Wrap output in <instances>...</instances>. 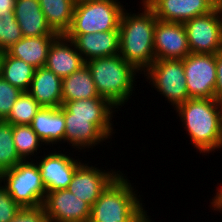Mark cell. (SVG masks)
Segmentation results:
<instances>
[{
  "mask_svg": "<svg viewBox=\"0 0 222 222\" xmlns=\"http://www.w3.org/2000/svg\"><path fill=\"white\" fill-rule=\"evenodd\" d=\"M142 13L123 10L119 23V55L139 72L146 71L155 61L154 29L157 18L143 1Z\"/></svg>",
  "mask_w": 222,
  "mask_h": 222,
  "instance_id": "cell-1",
  "label": "cell"
},
{
  "mask_svg": "<svg viewBox=\"0 0 222 222\" xmlns=\"http://www.w3.org/2000/svg\"><path fill=\"white\" fill-rule=\"evenodd\" d=\"M178 112L191 143L200 153L222 147V103L214 99L190 98L179 104Z\"/></svg>",
  "mask_w": 222,
  "mask_h": 222,
  "instance_id": "cell-2",
  "label": "cell"
},
{
  "mask_svg": "<svg viewBox=\"0 0 222 222\" xmlns=\"http://www.w3.org/2000/svg\"><path fill=\"white\" fill-rule=\"evenodd\" d=\"M125 178L120 172L100 194L88 222H143L148 217L138 193Z\"/></svg>",
  "mask_w": 222,
  "mask_h": 222,
  "instance_id": "cell-3",
  "label": "cell"
},
{
  "mask_svg": "<svg viewBox=\"0 0 222 222\" xmlns=\"http://www.w3.org/2000/svg\"><path fill=\"white\" fill-rule=\"evenodd\" d=\"M92 73L98 94L117 109L124 106L134 90L139 71L119 54L85 62Z\"/></svg>",
  "mask_w": 222,
  "mask_h": 222,
  "instance_id": "cell-4",
  "label": "cell"
},
{
  "mask_svg": "<svg viewBox=\"0 0 222 222\" xmlns=\"http://www.w3.org/2000/svg\"><path fill=\"white\" fill-rule=\"evenodd\" d=\"M124 6L117 0H84L75 3L73 20L66 34L119 30Z\"/></svg>",
  "mask_w": 222,
  "mask_h": 222,
  "instance_id": "cell-5",
  "label": "cell"
},
{
  "mask_svg": "<svg viewBox=\"0 0 222 222\" xmlns=\"http://www.w3.org/2000/svg\"><path fill=\"white\" fill-rule=\"evenodd\" d=\"M0 183H4L7 193L20 207L41 206L47 193L33 157L30 162L22 161L2 172Z\"/></svg>",
  "mask_w": 222,
  "mask_h": 222,
  "instance_id": "cell-6",
  "label": "cell"
},
{
  "mask_svg": "<svg viewBox=\"0 0 222 222\" xmlns=\"http://www.w3.org/2000/svg\"><path fill=\"white\" fill-rule=\"evenodd\" d=\"M143 74L173 107L189 99L182 59L155 60Z\"/></svg>",
  "mask_w": 222,
  "mask_h": 222,
  "instance_id": "cell-7",
  "label": "cell"
},
{
  "mask_svg": "<svg viewBox=\"0 0 222 222\" xmlns=\"http://www.w3.org/2000/svg\"><path fill=\"white\" fill-rule=\"evenodd\" d=\"M190 53L217 54L222 51V4L205 15L183 23Z\"/></svg>",
  "mask_w": 222,
  "mask_h": 222,
  "instance_id": "cell-8",
  "label": "cell"
},
{
  "mask_svg": "<svg viewBox=\"0 0 222 222\" xmlns=\"http://www.w3.org/2000/svg\"><path fill=\"white\" fill-rule=\"evenodd\" d=\"M65 136L64 143L72 144L78 150L91 148L109 139L113 133L112 118L72 117L64 107Z\"/></svg>",
  "mask_w": 222,
  "mask_h": 222,
  "instance_id": "cell-9",
  "label": "cell"
},
{
  "mask_svg": "<svg viewBox=\"0 0 222 222\" xmlns=\"http://www.w3.org/2000/svg\"><path fill=\"white\" fill-rule=\"evenodd\" d=\"M183 60L190 98H215L216 54L190 53Z\"/></svg>",
  "mask_w": 222,
  "mask_h": 222,
  "instance_id": "cell-10",
  "label": "cell"
},
{
  "mask_svg": "<svg viewBox=\"0 0 222 222\" xmlns=\"http://www.w3.org/2000/svg\"><path fill=\"white\" fill-rule=\"evenodd\" d=\"M49 222H88L91 206L67 189L47 192L42 204Z\"/></svg>",
  "mask_w": 222,
  "mask_h": 222,
  "instance_id": "cell-11",
  "label": "cell"
},
{
  "mask_svg": "<svg viewBox=\"0 0 222 222\" xmlns=\"http://www.w3.org/2000/svg\"><path fill=\"white\" fill-rule=\"evenodd\" d=\"M118 172L121 171H102L95 166L81 163L75 170L67 190L92 207L100 194L120 174Z\"/></svg>",
  "mask_w": 222,
  "mask_h": 222,
  "instance_id": "cell-12",
  "label": "cell"
},
{
  "mask_svg": "<svg viewBox=\"0 0 222 222\" xmlns=\"http://www.w3.org/2000/svg\"><path fill=\"white\" fill-rule=\"evenodd\" d=\"M155 60L184 59L190 54L183 23L157 20L154 29Z\"/></svg>",
  "mask_w": 222,
  "mask_h": 222,
  "instance_id": "cell-13",
  "label": "cell"
},
{
  "mask_svg": "<svg viewBox=\"0 0 222 222\" xmlns=\"http://www.w3.org/2000/svg\"><path fill=\"white\" fill-rule=\"evenodd\" d=\"M162 21L184 23L213 11L217 0H143Z\"/></svg>",
  "mask_w": 222,
  "mask_h": 222,
  "instance_id": "cell-14",
  "label": "cell"
},
{
  "mask_svg": "<svg viewBox=\"0 0 222 222\" xmlns=\"http://www.w3.org/2000/svg\"><path fill=\"white\" fill-rule=\"evenodd\" d=\"M52 152L45 154L36 162L40 173L43 185L46 192H53L56 190L67 189L69 183L72 181L74 172L81 164V161L71 156Z\"/></svg>",
  "mask_w": 222,
  "mask_h": 222,
  "instance_id": "cell-15",
  "label": "cell"
},
{
  "mask_svg": "<svg viewBox=\"0 0 222 222\" xmlns=\"http://www.w3.org/2000/svg\"><path fill=\"white\" fill-rule=\"evenodd\" d=\"M65 35L74 42L85 62L119 54V30Z\"/></svg>",
  "mask_w": 222,
  "mask_h": 222,
  "instance_id": "cell-16",
  "label": "cell"
},
{
  "mask_svg": "<svg viewBox=\"0 0 222 222\" xmlns=\"http://www.w3.org/2000/svg\"><path fill=\"white\" fill-rule=\"evenodd\" d=\"M69 43V44H68ZM85 64L74 42L65 34H59L52 42L45 67L64 78Z\"/></svg>",
  "mask_w": 222,
  "mask_h": 222,
  "instance_id": "cell-17",
  "label": "cell"
},
{
  "mask_svg": "<svg viewBox=\"0 0 222 222\" xmlns=\"http://www.w3.org/2000/svg\"><path fill=\"white\" fill-rule=\"evenodd\" d=\"M14 14L23 37L59 35L48 25L39 0H16Z\"/></svg>",
  "mask_w": 222,
  "mask_h": 222,
  "instance_id": "cell-18",
  "label": "cell"
},
{
  "mask_svg": "<svg viewBox=\"0 0 222 222\" xmlns=\"http://www.w3.org/2000/svg\"><path fill=\"white\" fill-rule=\"evenodd\" d=\"M28 93L42 107H61L63 105L62 78L46 67L35 69Z\"/></svg>",
  "mask_w": 222,
  "mask_h": 222,
  "instance_id": "cell-19",
  "label": "cell"
},
{
  "mask_svg": "<svg viewBox=\"0 0 222 222\" xmlns=\"http://www.w3.org/2000/svg\"><path fill=\"white\" fill-rule=\"evenodd\" d=\"M30 126L44 144H52L53 146L58 142L63 141L64 143V106L56 108L42 107L33 117Z\"/></svg>",
  "mask_w": 222,
  "mask_h": 222,
  "instance_id": "cell-20",
  "label": "cell"
},
{
  "mask_svg": "<svg viewBox=\"0 0 222 222\" xmlns=\"http://www.w3.org/2000/svg\"><path fill=\"white\" fill-rule=\"evenodd\" d=\"M57 36L22 37L6 52L23 60L35 69L45 67L49 48Z\"/></svg>",
  "mask_w": 222,
  "mask_h": 222,
  "instance_id": "cell-21",
  "label": "cell"
},
{
  "mask_svg": "<svg viewBox=\"0 0 222 222\" xmlns=\"http://www.w3.org/2000/svg\"><path fill=\"white\" fill-rule=\"evenodd\" d=\"M103 98L96 89L92 73L86 63L71 75L62 78V101Z\"/></svg>",
  "mask_w": 222,
  "mask_h": 222,
  "instance_id": "cell-22",
  "label": "cell"
},
{
  "mask_svg": "<svg viewBox=\"0 0 222 222\" xmlns=\"http://www.w3.org/2000/svg\"><path fill=\"white\" fill-rule=\"evenodd\" d=\"M75 3L74 0H39L48 25L57 34H66L69 30Z\"/></svg>",
  "mask_w": 222,
  "mask_h": 222,
  "instance_id": "cell-23",
  "label": "cell"
},
{
  "mask_svg": "<svg viewBox=\"0 0 222 222\" xmlns=\"http://www.w3.org/2000/svg\"><path fill=\"white\" fill-rule=\"evenodd\" d=\"M35 68L28 63L3 52L0 76L11 85L23 92H28L31 86Z\"/></svg>",
  "mask_w": 222,
  "mask_h": 222,
  "instance_id": "cell-24",
  "label": "cell"
},
{
  "mask_svg": "<svg viewBox=\"0 0 222 222\" xmlns=\"http://www.w3.org/2000/svg\"><path fill=\"white\" fill-rule=\"evenodd\" d=\"M63 106L72 117L82 118H113L116 107L105 98L80 99L64 102Z\"/></svg>",
  "mask_w": 222,
  "mask_h": 222,
  "instance_id": "cell-25",
  "label": "cell"
},
{
  "mask_svg": "<svg viewBox=\"0 0 222 222\" xmlns=\"http://www.w3.org/2000/svg\"><path fill=\"white\" fill-rule=\"evenodd\" d=\"M41 108L42 106L28 92H22L4 120L11 125H30Z\"/></svg>",
  "mask_w": 222,
  "mask_h": 222,
  "instance_id": "cell-26",
  "label": "cell"
},
{
  "mask_svg": "<svg viewBox=\"0 0 222 222\" xmlns=\"http://www.w3.org/2000/svg\"><path fill=\"white\" fill-rule=\"evenodd\" d=\"M13 141L16 152L23 161L35 155L34 153H36L43 144L31 126L25 124L13 125Z\"/></svg>",
  "mask_w": 222,
  "mask_h": 222,
  "instance_id": "cell-27",
  "label": "cell"
},
{
  "mask_svg": "<svg viewBox=\"0 0 222 222\" xmlns=\"http://www.w3.org/2000/svg\"><path fill=\"white\" fill-rule=\"evenodd\" d=\"M22 161L15 149L13 125L0 120V174Z\"/></svg>",
  "mask_w": 222,
  "mask_h": 222,
  "instance_id": "cell-28",
  "label": "cell"
},
{
  "mask_svg": "<svg viewBox=\"0 0 222 222\" xmlns=\"http://www.w3.org/2000/svg\"><path fill=\"white\" fill-rule=\"evenodd\" d=\"M22 37L15 15H0V50L5 52Z\"/></svg>",
  "mask_w": 222,
  "mask_h": 222,
  "instance_id": "cell-29",
  "label": "cell"
},
{
  "mask_svg": "<svg viewBox=\"0 0 222 222\" xmlns=\"http://www.w3.org/2000/svg\"><path fill=\"white\" fill-rule=\"evenodd\" d=\"M22 92L0 76V120H4L9 115L12 106Z\"/></svg>",
  "mask_w": 222,
  "mask_h": 222,
  "instance_id": "cell-30",
  "label": "cell"
},
{
  "mask_svg": "<svg viewBox=\"0 0 222 222\" xmlns=\"http://www.w3.org/2000/svg\"><path fill=\"white\" fill-rule=\"evenodd\" d=\"M20 208L0 183V222L12 220Z\"/></svg>",
  "mask_w": 222,
  "mask_h": 222,
  "instance_id": "cell-31",
  "label": "cell"
},
{
  "mask_svg": "<svg viewBox=\"0 0 222 222\" xmlns=\"http://www.w3.org/2000/svg\"><path fill=\"white\" fill-rule=\"evenodd\" d=\"M9 222H49L43 206L21 207Z\"/></svg>",
  "mask_w": 222,
  "mask_h": 222,
  "instance_id": "cell-32",
  "label": "cell"
},
{
  "mask_svg": "<svg viewBox=\"0 0 222 222\" xmlns=\"http://www.w3.org/2000/svg\"><path fill=\"white\" fill-rule=\"evenodd\" d=\"M216 77L215 99L222 103V51L216 54Z\"/></svg>",
  "mask_w": 222,
  "mask_h": 222,
  "instance_id": "cell-33",
  "label": "cell"
},
{
  "mask_svg": "<svg viewBox=\"0 0 222 222\" xmlns=\"http://www.w3.org/2000/svg\"><path fill=\"white\" fill-rule=\"evenodd\" d=\"M16 0H0V15H15Z\"/></svg>",
  "mask_w": 222,
  "mask_h": 222,
  "instance_id": "cell-34",
  "label": "cell"
},
{
  "mask_svg": "<svg viewBox=\"0 0 222 222\" xmlns=\"http://www.w3.org/2000/svg\"><path fill=\"white\" fill-rule=\"evenodd\" d=\"M216 196L212 198L211 206L215 211L222 212V186L216 190Z\"/></svg>",
  "mask_w": 222,
  "mask_h": 222,
  "instance_id": "cell-35",
  "label": "cell"
},
{
  "mask_svg": "<svg viewBox=\"0 0 222 222\" xmlns=\"http://www.w3.org/2000/svg\"><path fill=\"white\" fill-rule=\"evenodd\" d=\"M2 57H3V51L0 50V71H1V61H2Z\"/></svg>",
  "mask_w": 222,
  "mask_h": 222,
  "instance_id": "cell-36",
  "label": "cell"
},
{
  "mask_svg": "<svg viewBox=\"0 0 222 222\" xmlns=\"http://www.w3.org/2000/svg\"><path fill=\"white\" fill-rule=\"evenodd\" d=\"M152 220L149 219V216L143 222H151Z\"/></svg>",
  "mask_w": 222,
  "mask_h": 222,
  "instance_id": "cell-37",
  "label": "cell"
}]
</instances>
